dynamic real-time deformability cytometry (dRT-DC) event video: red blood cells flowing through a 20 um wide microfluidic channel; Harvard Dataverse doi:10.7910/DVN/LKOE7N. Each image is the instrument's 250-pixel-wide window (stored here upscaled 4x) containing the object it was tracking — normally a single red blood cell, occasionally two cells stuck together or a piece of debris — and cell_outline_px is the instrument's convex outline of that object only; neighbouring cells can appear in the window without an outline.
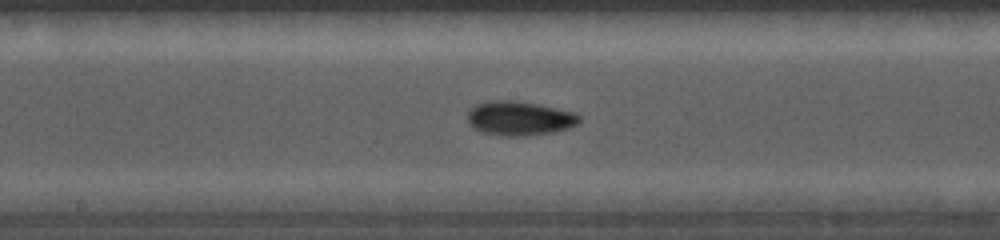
{"species": "common noctule bat (a hibernating species)", "species_latin": "Nyctalus noctula", "temperature_condition": "cold", "stored_images_in_passage": 30, "camera_frame_rate_fps": 5000, "um_per_image_px": 0.085, "animal": {"sex": "female", "body_mass_g": 19.0, "forearm_length_mm": 56.7}, "frame": {"image": 1, "passage_image": 15, "time_ms": 6.2, "image_size_px": [1000, 240], "cell_outline_px": [[580, 120], [576, 124], [568, 128], [552, 132], [524, 136], [508, 136], [484, 132], [472, 128], [468, 120], [468, 112], [476, 104], [484, 100], [512, 100], [540, 104], [572, 112], [580, 116]], "centroid_in_image_um": [44.13, 10.04], "position_along_channel_um": 204.1, "area_um2": 22.2}}
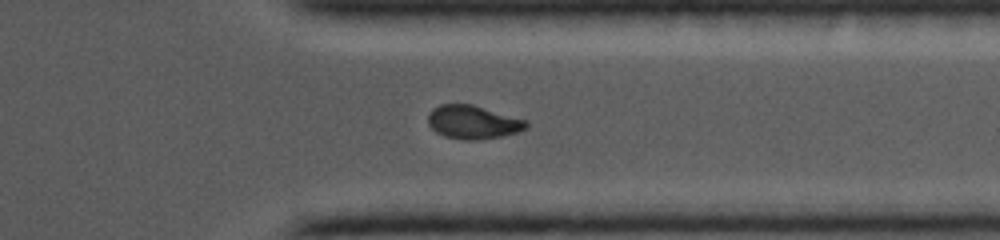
{"frame": {"image": 2, "passage_image": 24, "time_ms": 9.8, "image_size_px": [1000, 240], "cell_outline_px": [[528, 124], [524, 128], [516, 132], [500, 136], [476, 140], [464, 140], [444, 136], [436, 132], [428, 124], [428, 116], [432, 108], [440, 104], [472, 104], [528, 120]], "centroid_in_image_um": [40.18, 10.37], "position_along_channel_um": 371.2, "area_um2": 19.07}}
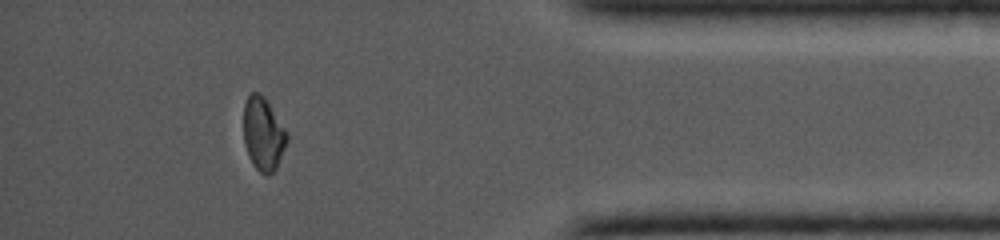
{"frame": {"image": 3, "passage_image": 27, "time_ms": 11.2, "image_size_px": [1000, 240], "cell_outline_px": [[288, 140], [276, 168], [268, 176], [264, 176], [252, 164], [248, 156], [244, 144], [244, 104], [248, 96], [252, 92], [256, 92], [264, 96], [288, 132]], "centroid_in_image_um": [22.38, 11.4], "position_along_channel_um": 412.8, "area_um2": 18.61}}